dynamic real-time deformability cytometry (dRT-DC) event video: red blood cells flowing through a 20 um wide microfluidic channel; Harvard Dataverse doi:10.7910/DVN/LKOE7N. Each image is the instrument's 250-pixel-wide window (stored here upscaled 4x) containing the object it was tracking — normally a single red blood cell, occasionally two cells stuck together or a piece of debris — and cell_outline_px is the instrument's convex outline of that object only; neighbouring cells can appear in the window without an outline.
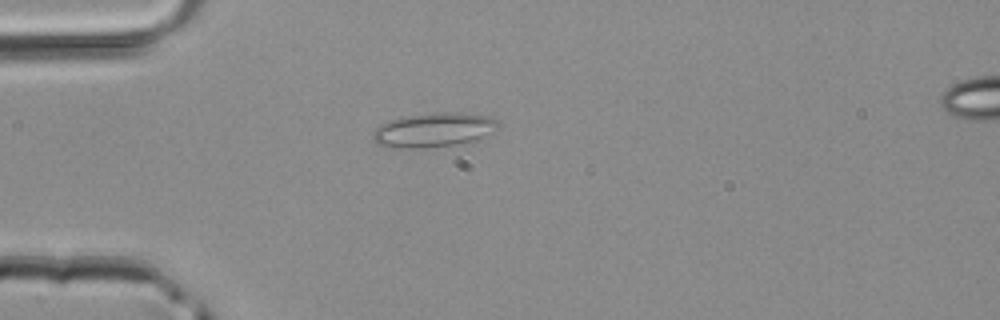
{"species": "common noctule bat (a hibernating species)", "species_latin": "Nyctalus noctula", "temperature_condition": "room temperature", "stored_images_in_passage": 2, "camera_frame_rate_fps": 3000, "um_per_image_px": 0.085, "animal": {"sex": "male", "body_mass_g": 20.4}, "frame": {"image": 1, "passage_image": 1, "time_ms": 0.0, "image_size_px": [1000, 320], "cell_outline_px": [[496, 124], [480, 136], [472, 140], [456, 144], [428, 148], [396, 148], [376, 144], [372, 136], [372, 132], [380, 124], [388, 120], [408, 116], [432, 112], [460, 112], [488, 116], [496, 120]], "centroid_in_image_um": [36.71, 11.04], "position_along_channel_um": 48.3, "area_um2": 24.51}}